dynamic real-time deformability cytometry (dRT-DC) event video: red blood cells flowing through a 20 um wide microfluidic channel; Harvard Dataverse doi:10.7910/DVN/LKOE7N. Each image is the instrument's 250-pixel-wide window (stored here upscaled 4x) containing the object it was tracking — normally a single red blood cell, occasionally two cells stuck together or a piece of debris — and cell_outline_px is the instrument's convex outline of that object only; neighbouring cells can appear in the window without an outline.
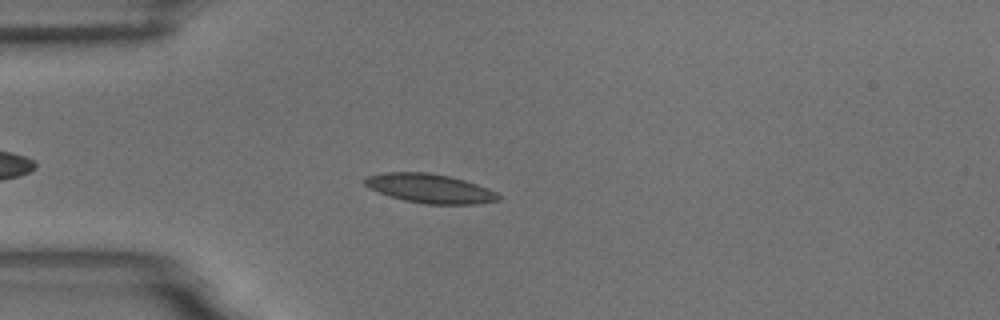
{"species": "common noctule bat (a hibernating species)", "species_latin": "Nyctalus noctula", "temperature_condition": "room temperature", "stored_images_in_passage": 45, "camera_frame_rate_fps": 3000, "um_per_image_px": 0.085, "animal": {"sex": "male", "body_mass_g": 18.8}, "frame": {"image": 1, "passage_image": 8, "time_ms": 2.333, "image_size_px": [1000, 320], "cell_outline_px": [[504, 196], [500, 200], [476, 204], [424, 204], [404, 200], [380, 192], [364, 184], [364, 176], [384, 172], [428, 172], [448, 176], [464, 180], [488, 188]], "centroid_in_image_um": [36.58, 16.01], "position_along_channel_um": 48.4, "area_um2": 22.66}}
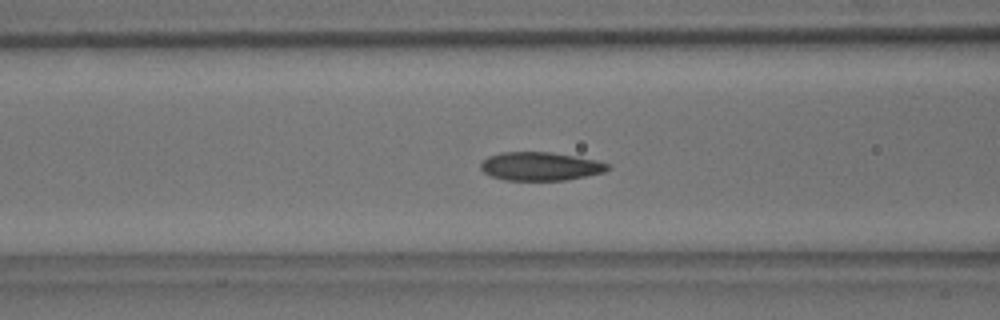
{"frame": {"image": 2, "passage_image": 15, "time_ms": 4.667, "image_size_px": [1000, 320], "cell_outline_px": [[612, 168], [604, 172], [568, 180], [504, 180], [492, 176], [484, 172], [480, 168], [480, 164], [488, 156], [500, 152], [552, 152], [596, 160], [608, 164]], "centroid_in_image_um": [45.94, 14.13], "position_along_channel_um": 120.7, "area_um2": 21.1}}
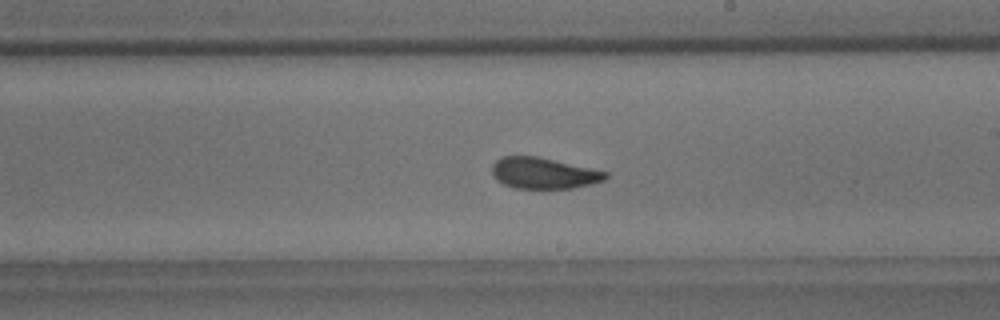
{"frame": {"image": 3, "passage_image": 25, "time_ms": 8.0, "image_size_px": [1000, 320], "cell_outline_px": [[608, 176], [604, 180], [572, 188], [512, 188], [496, 180], [492, 172], [492, 164], [500, 156], [536, 156], [608, 172]], "centroid_in_image_um": [46.15, 14.71], "position_along_channel_um": 242.8, "area_um2": 20.4}, "authors_computed_cell_mechanics": {"area_um2": 21.386, "velocity_mm_per_s": 3.6658, "shape_relaxation_time_tau1_ms": 3.4259, "shape_relaxation_time_tau2_ms": 1.5357, "deformation_change_tau1": 0.1199, "deformation_change_tau2": 0.0684}}